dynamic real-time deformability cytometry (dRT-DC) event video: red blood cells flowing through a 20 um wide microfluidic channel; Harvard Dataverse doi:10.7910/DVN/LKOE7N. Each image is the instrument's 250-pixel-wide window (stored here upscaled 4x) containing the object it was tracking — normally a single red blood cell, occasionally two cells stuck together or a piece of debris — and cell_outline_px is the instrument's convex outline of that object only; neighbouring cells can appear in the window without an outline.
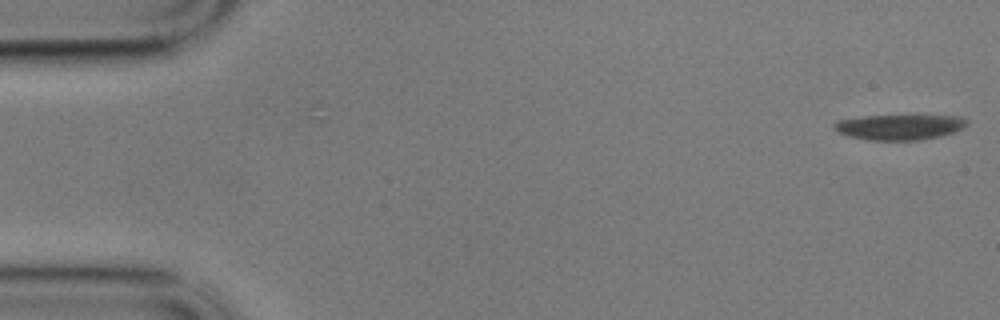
{"species": "common noctule bat (a hibernating species)", "species_latin": "Nyctalus noctula", "temperature_condition": "cold", "stored_images_in_passage": 60, "camera_frame_rate_fps": 3000, "um_per_image_px": 0.085, "animal": {"sex": "male", "body_mass_g": 17.9}, "frame": {"image": 1, "passage_image": 1, "time_ms": 0.0, "image_size_px": [1000, 320], "cell_outline_px": [[968, 124], [964, 128], [956, 132], [940, 136], [920, 140], [868, 140], [848, 136], [836, 132], [832, 128], [832, 124], [836, 120], [864, 116], [912, 112], [964, 116], [968, 120]], "centroid_in_image_um": [76.53, 10.73], "position_along_channel_um": 8.5, "area_um2": 21.33}}
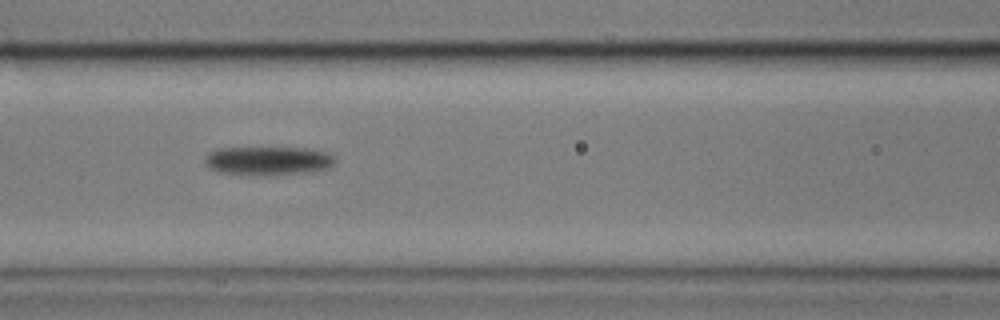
{"frame": {"image": 2, "passage_image": 25, "time_ms": 8.0, "image_size_px": [1000, 320], "cell_outline_px": [[336, 160], [328, 168], [312, 172], [220, 172], [208, 168], [204, 160], [204, 156], [208, 152], [216, 148], [308, 148], [328, 152]], "centroid_in_image_um": [22.78, 13.6], "position_along_channel_um": 143.8, "area_um2": 20.75}}
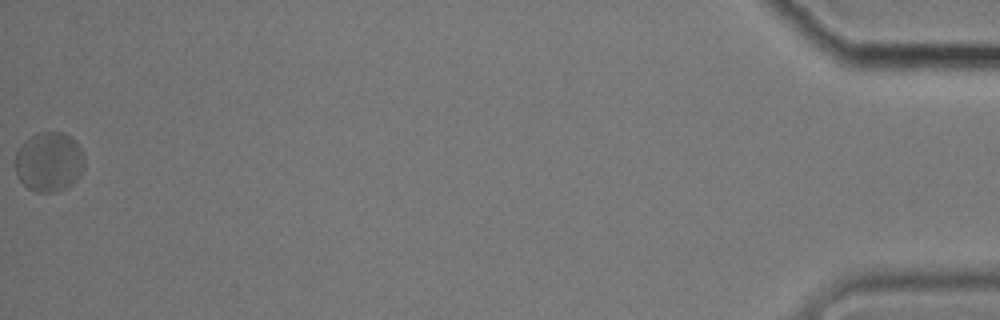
{"frame": {"image": 3, "passage_image": 60, "time_ms": 19.667, "image_size_px": [1000, 320], "cell_outline_px": [[84, 168], [80, 176], [72, 184], [56, 192], [36, 192], [28, 188], [16, 176], [16, 152], [24, 140], [36, 132], [64, 132], [76, 140], [84, 152]], "centroid_in_image_um": [4.19, 13.74], "position_along_channel_um": 431.0, "area_um2": 24.45}, "authors_computed_cell_mechanics": {"area_um2": 21.5594, "velocity_mm_per_s": 3.3151, "shape_relaxation_time_tau1_ms": 3.8474, "shape_relaxation_time_tau2_ms": null, "deformation_change_tau1": 0.0869, "deformation_change_tau2": null}}